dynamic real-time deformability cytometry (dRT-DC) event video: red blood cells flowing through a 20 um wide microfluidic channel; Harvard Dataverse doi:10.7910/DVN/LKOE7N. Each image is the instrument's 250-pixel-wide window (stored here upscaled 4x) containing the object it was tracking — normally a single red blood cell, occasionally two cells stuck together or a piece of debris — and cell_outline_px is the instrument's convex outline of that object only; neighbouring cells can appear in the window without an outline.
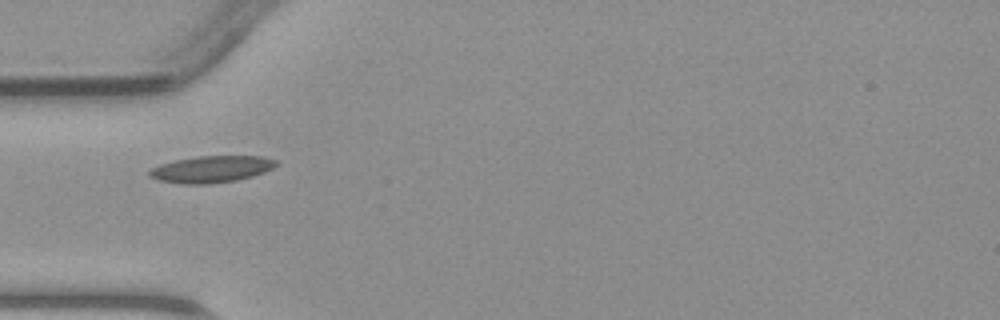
{"species": "common noctule bat (a hibernating species)", "species_latin": "Nyctalus noctula", "temperature_condition": "warm", "stored_images_in_passage": 33, "camera_frame_rate_fps": 3000, "um_per_image_px": 0.085, "animal": {"sex": "male", "body_mass_g": 23.1, "forearm_length_mm": 52.7}, "frame": {"image": 1, "passage_image": 1, "time_ms": 0.0, "image_size_px": [1000, 320], "cell_outline_px": [[276, 164], [272, 168], [264, 172], [252, 176], [236, 180], [208, 184], [184, 184], [156, 180], [148, 176], [148, 172], [152, 168], [160, 164], [176, 160], [196, 156], [264, 156], [276, 160]], "centroid_in_image_um": [17.93, 14.38], "position_along_channel_um": 67.1, "area_um2": 19.71}}
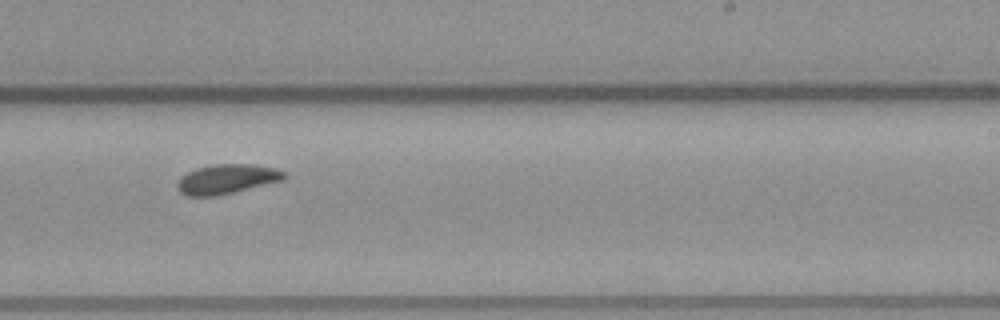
{"frame": {"image": 2, "passage_image": 15, "time_ms": 4.667, "image_size_px": [1000, 320], "cell_outline_px": [[288, 176], [284, 180], [216, 196], [188, 196], [180, 192], [176, 188], [176, 184], [180, 176], [196, 168], [212, 164], [252, 164], [276, 168], [284, 172]], "centroid_in_image_um": [19.27, 15.21], "position_along_channel_um": 269.7, "area_um2": 18.55}}
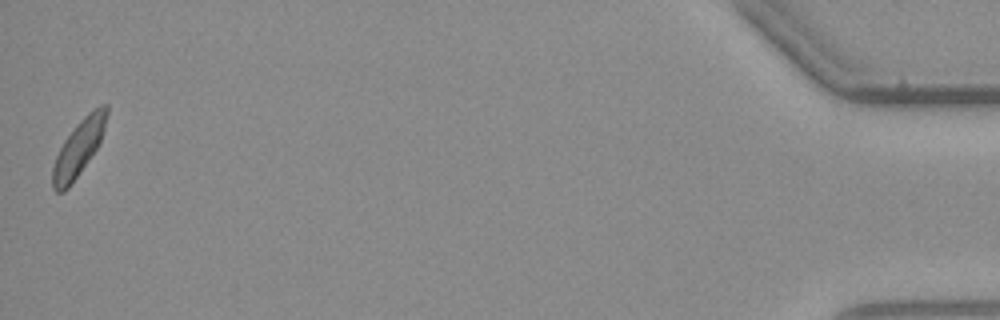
{"frame": {"image": 3, "passage_image": 33, "time_ms": 10.667, "image_size_px": [1000, 320], "cell_outline_px": [[108, 112], [104, 128], [100, 140], [96, 148], [88, 160], [68, 188], [64, 192], [56, 192], [52, 188], [52, 168], [56, 156], [64, 140], [76, 124], [92, 108], [100, 104], [108, 104]], "centroid_in_image_um": [6.67, 12.55], "position_along_channel_um": 428.5, "area_um2": 17.4}}